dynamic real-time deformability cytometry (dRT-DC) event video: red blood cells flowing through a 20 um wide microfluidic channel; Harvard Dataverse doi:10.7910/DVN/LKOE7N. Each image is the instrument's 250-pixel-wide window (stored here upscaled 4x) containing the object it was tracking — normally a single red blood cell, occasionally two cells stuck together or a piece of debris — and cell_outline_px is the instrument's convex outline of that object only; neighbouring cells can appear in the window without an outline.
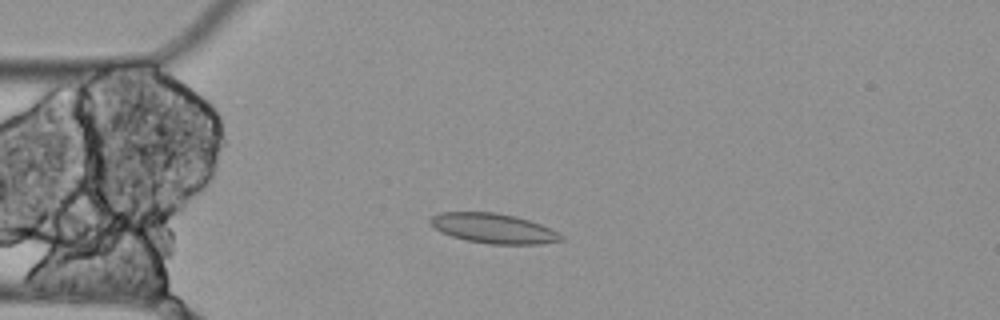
{"species": "Egyptian fruit bat (a non-hibernating species)", "species_latin": "Rousettus aegyptiacus", "temperature_condition": "cold", "stored_images_in_passage": 11, "camera_frame_rate_fps": 3000, "um_per_image_px": 0.085, "animal": {"sex": "female"}, "frame": {"image": 1, "passage_image": 2, "time_ms": 0.333, "image_size_px": [1000, 320], "cell_outline_px": [[564, 240], [540, 244], [488, 244], [468, 240], [452, 236], [440, 232], [428, 224], [428, 220], [432, 216], [440, 212], [496, 212], [516, 216], [540, 224], [564, 236]], "centroid_in_image_um": [41.9, 19.4], "position_along_channel_um": 43.1, "area_um2": 22.77}}
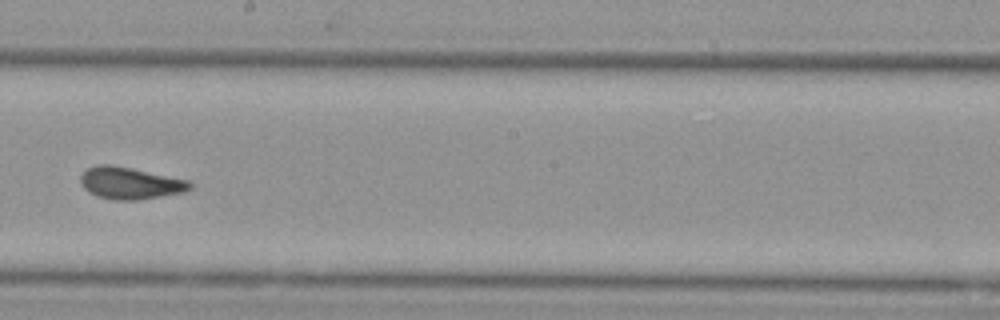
{"frame": {"image": 2, "passage_image": 7, "time_ms": 2.0, "image_size_px": [1000, 320], "cell_outline_px": [[192, 188], [184, 192], [136, 200], [112, 200], [96, 196], [88, 192], [80, 184], [80, 176], [88, 168], [96, 164], [112, 164], [192, 180]], "centroid_in_image_um": [11.06, 15.56], "position_along_channel_um": 237.1, "area_um2": 20.69}}
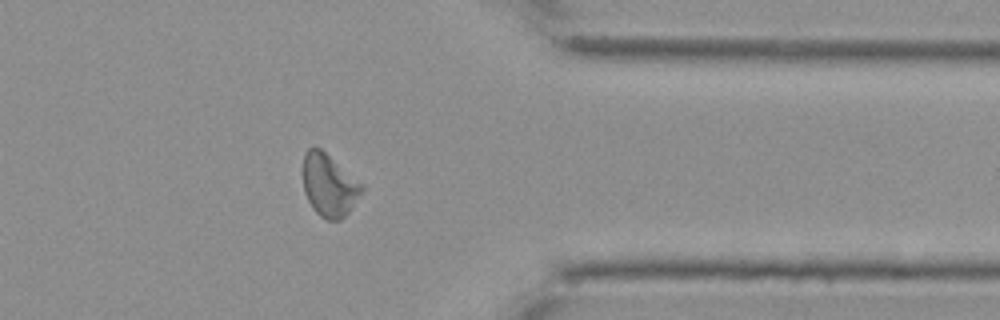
{"frame": {"image": 3, "passage_image": 11, "time_ms": 3.333, "image_size_px": [1000, 320], "cell_outline_px": [[364, 192], [348, 212], [340, 220], [328, 220], [320, 216], [312, 208], [304, 192], [304, 152], [308, 148], [320, 148], [364, 184]], "centroid_in_image_um": [28.0, 15.76], "position_along_channel_um": 383.4, "area_um2": 21.39}}